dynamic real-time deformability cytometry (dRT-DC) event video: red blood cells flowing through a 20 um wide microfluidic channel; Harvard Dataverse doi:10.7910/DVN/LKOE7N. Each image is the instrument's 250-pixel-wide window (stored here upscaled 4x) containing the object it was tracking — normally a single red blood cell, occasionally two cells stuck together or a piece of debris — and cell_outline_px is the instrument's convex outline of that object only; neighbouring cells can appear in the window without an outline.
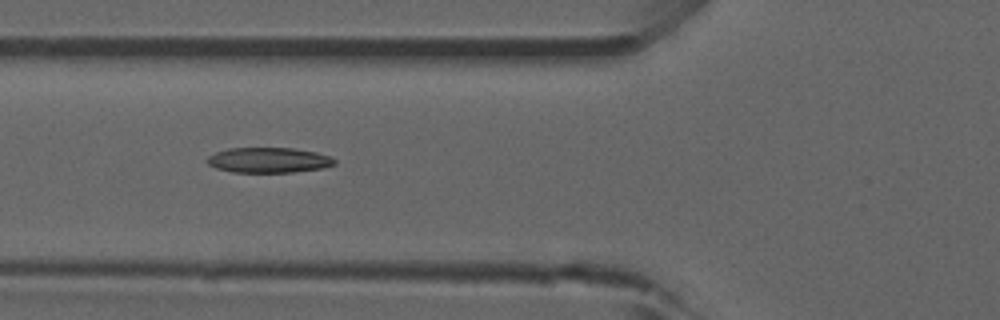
{"species": "common noctule bat (a hibernating species)", "species_latin": "Nyctalus noctula", "temperature_condition": "room temperature", "stored_images_in_passage": 34, "camera_frame_rate_fps": 3000, "um_per_image_px": 0.085, "animal": {"sex": "male", "forearm_length_mm": 52.5}, "frame": {"image": 1, "passage_image": 20, "time_ms": 6.333, "image_size_px": [1000, 320], "cell_outline_px": [[336, 164], [324, 168], [292, 172], [232, 172], [216, 168], [208, 164], [204, 160], [208, 156], [216, 152], [228, 148], [292, 148], [316, 152], [332, 156], [336, 160]], "centroid_in_image_um": [22.84, 13.61], "position_along_channel_um": 103.0, "area_um2": 18.9}}